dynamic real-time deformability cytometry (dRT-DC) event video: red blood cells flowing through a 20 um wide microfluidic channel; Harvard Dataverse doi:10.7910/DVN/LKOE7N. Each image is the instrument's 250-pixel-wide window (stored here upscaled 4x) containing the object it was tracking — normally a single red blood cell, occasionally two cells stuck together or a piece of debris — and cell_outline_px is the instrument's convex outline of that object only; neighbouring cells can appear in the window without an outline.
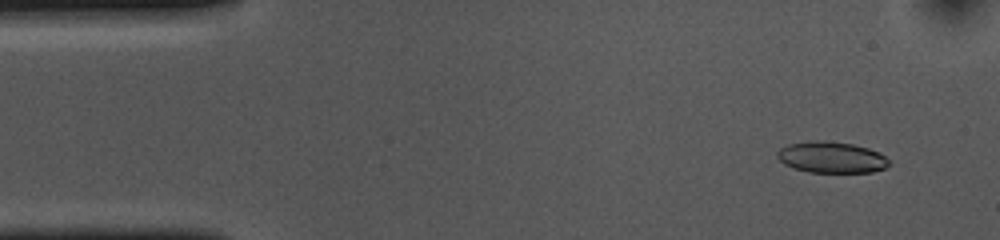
{"species": "common noctule bat (a hibernating species)", "species_latin": "Nyctalus noctula", "temperature_condition": "cold", "stored_images_in_passage": 53, "camera_frame_rate_fps": 3000, "um_per_image_px": 0.085, "animal": {"sex": "female", "body_mass_g": 10.0, "forearm_length_mm": 53.1}, "frame": {"image": 1, "passage_image": 4, "time_ms": 1.0, "image_size_px": [1000, 240], "cell_outline_px": [[888, 164], [884, 168], [872, 172], [808, 172], [792, 168], [784, 164], [776, 156], [776, 152], [780, 148], [788, 144], [816, 140], [824, 140], [852, 144], [868, 148], [880, 152], [888, 160]], "centroid_in_image_um": [70.63, 13.37], "position_along_channel_um": 14.4, "area_um2": 20.35}}
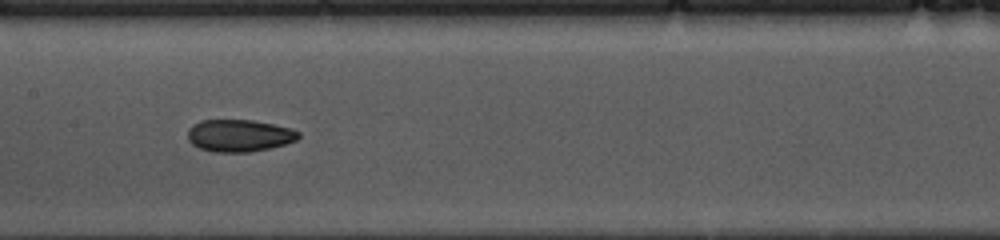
{"frame": {"image": 2, "passage_image": 25, "time_ms": 8.0, "image_size_px": [1000, 240], "cell_outline_px": [[300, 136], [296, 140], [284, 144], [268, 148], [248, 152], [216, 152], [200, 148], [192, 144], [188, 140], [188, 128], [192, 124], [200, 120], [252, 120], [292, 128], [300, 132]], "centroid_in_image_um": [20.32, 11.51], "position_along_channel_um": 187.1, "area_um2": 20.75}}
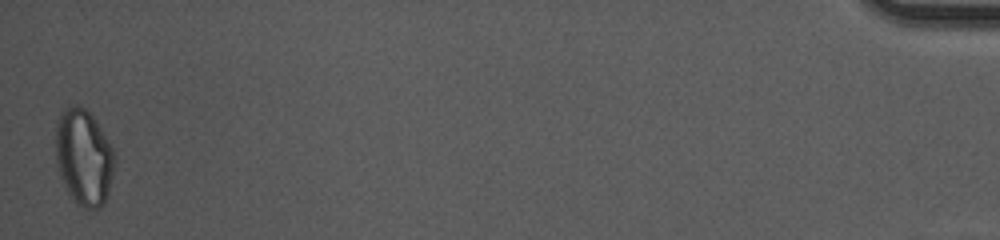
{"frame": {"image": 3, "passage_image": 53, "time_ms": 17.333, "image_size_px": [1000, 240], "cell_outline_px": [[112, 176], [108, 192], [104, 204], [100, 208], [84, 208], [76, 204], [68, 192], [60, 176], [56, 164], [56, 124], [60, 112], [64, 108], [72, 104], [80, 104], [92, 116], [112, 148]], "centroid_in_image_um": [7.07, 13.36], "position_along_channel_um": 428.1, "area_um2": 32.6}, "authors_computed_cell_mechanics": {"area_um2": 21.2126, "velocity_mm_per_s": 3.6614, "shape_relaxation_time_tau1_ms": null, "shape_relaxation_time_tau2_ms": 2.7824, "deformation_change_tau1": null, "deformation_change_tau2": 0.0829}}